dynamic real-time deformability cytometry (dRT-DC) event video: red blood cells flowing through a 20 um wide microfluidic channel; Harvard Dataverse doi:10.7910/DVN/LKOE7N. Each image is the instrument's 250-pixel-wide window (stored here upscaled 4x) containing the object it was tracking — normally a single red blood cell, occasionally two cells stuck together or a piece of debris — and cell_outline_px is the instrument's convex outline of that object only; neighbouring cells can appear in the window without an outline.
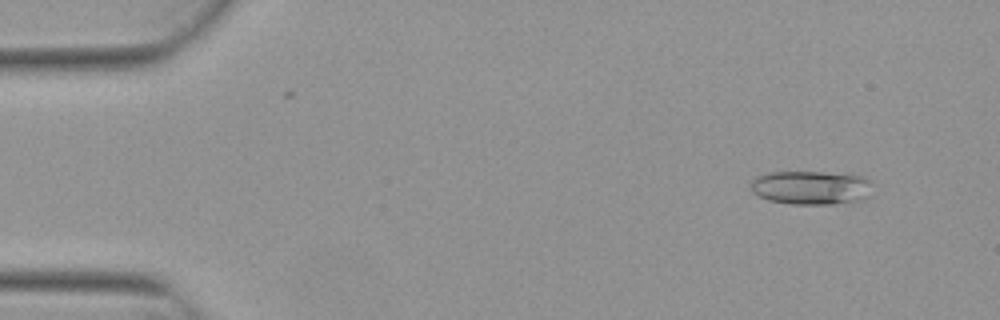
{"species": "Egyptian fruit bat (a non-hibernating species)", "species_latin": "Rousettus aegyptiacus", "temperature_condition": "warm", "stored_images_in_passage": 4, "camera_frame_rate_fps": 3000, "um_per_image_px": 0.085, "animal": {"sex": "female"}, "frame": {"image": 1, "passage_image": 2, "time_ms": 0.333, "image_size_px": [1000, 320], "cell_outline_px": [[868, 196], [860, 200], [832, 204], [792, 204], [768, 200], [752, 192], [752, 180], [756, 176], [768, 172], [820, 172], [864, 176], [868, 180]], "centroid_in_image_um": [68.88, 15.94], "position_along_channel_um": 16.1, "area_um2": 23.64}}
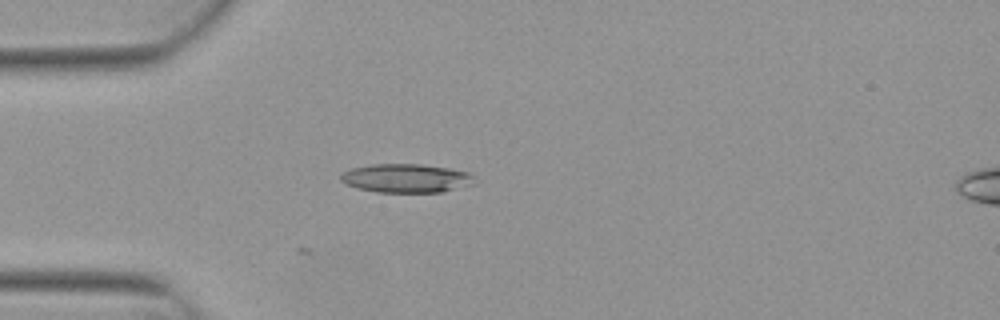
{"frame": {"image": 2, "passage_image": 4, "time_ms": 1.0, "image_size_px": [1000, 320], "cell_outline_px": [[476, 184], [444, 192], [376, 192], [356, 188], [340, 180], [340, 176], [344, 172], [352, 168], [372, 164], [420, 164], [448, 168], [468, 172], [476, 176]], "centroid_in_image_um": [34.59, 15.16], "position_along_channel_um": 50.4, "area_um2": 22.6}}